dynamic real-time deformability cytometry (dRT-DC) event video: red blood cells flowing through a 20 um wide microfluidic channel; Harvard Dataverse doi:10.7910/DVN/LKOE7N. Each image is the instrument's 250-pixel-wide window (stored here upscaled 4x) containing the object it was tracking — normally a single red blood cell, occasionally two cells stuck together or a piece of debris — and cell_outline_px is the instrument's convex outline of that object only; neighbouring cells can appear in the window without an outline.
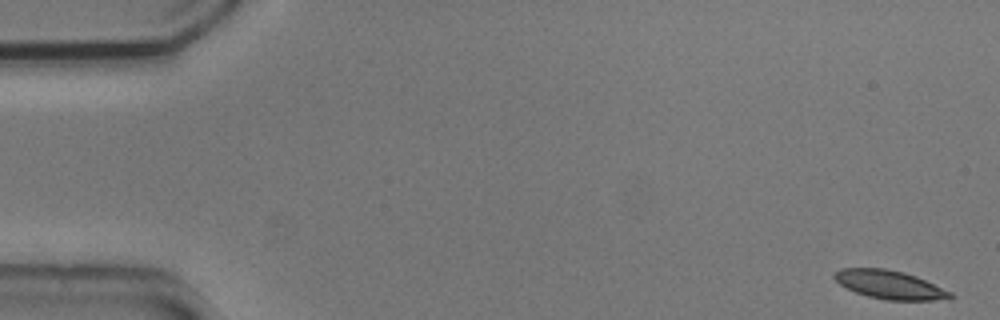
{"species": "common noctule bat (a hibernating species)", "species_latin": "Nyctalus noctula", "temperature_condition": "cold", "stored_images_in_passage": 54, "camera_frame_rate_fps": 3000, "um_per_image_px": 0.085, "animal": {"sex": "male", "body_mass_g": 20.5, "forearm_length_mm": 52.5}, "frame": {"image": 1, "passage_image": 1, "time_ms": 0.0, "image_size_px": [1000, 320], "cell_outline_px": [[956, 296], [948, 300], [884, 300], [868, 296], [856, 292], [840, 284], [832, 276], [840, 268], [884, 268], [904, 272], [916, 276], [952, 292]], "centroid_in_image_um": [75.67, 24.2], "position_along_channel_um": 9.3, "area_um2": 19.31}}
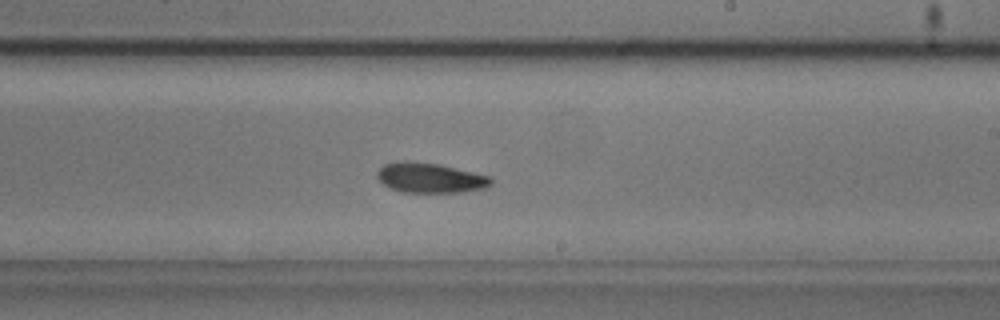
{"frame": {"image": 2, "passage_image": 32, "time_ms": 10.333, "image_size_px": [1000, 320], "cell_outline_px": [[492, 184], [488, 188], [460, 192], [400, 192], [384, 184], [376, 176], [376, 172], [384, 164], [404, 160], [440, 164], [492, 176]], "centroid_in_image_um": [36.6, 15.11], "position_along_channel_um": 252.4, "area_um2": 20.06}}
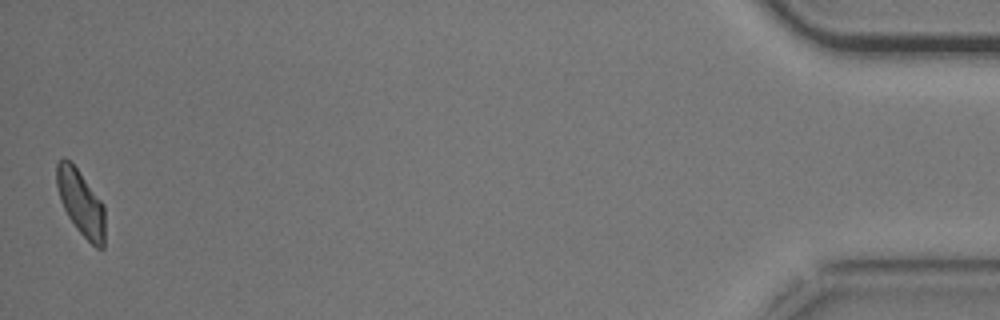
{"frame": {"image": 3, "passage_image": 54, "time_ms": 17.667, "image_size_px": [1000, 320], "cell_outline_px": [[104, 248], [96, 248], [76, 228], [68, 216], [60, 200], [56, 184], [56, 164], [64, 156], [76, 168], [104, 204]], "centroid_in_image_um": [6.86, 17.24], "position_along_channel_um": 428.3, "area_um2": 18.21}}